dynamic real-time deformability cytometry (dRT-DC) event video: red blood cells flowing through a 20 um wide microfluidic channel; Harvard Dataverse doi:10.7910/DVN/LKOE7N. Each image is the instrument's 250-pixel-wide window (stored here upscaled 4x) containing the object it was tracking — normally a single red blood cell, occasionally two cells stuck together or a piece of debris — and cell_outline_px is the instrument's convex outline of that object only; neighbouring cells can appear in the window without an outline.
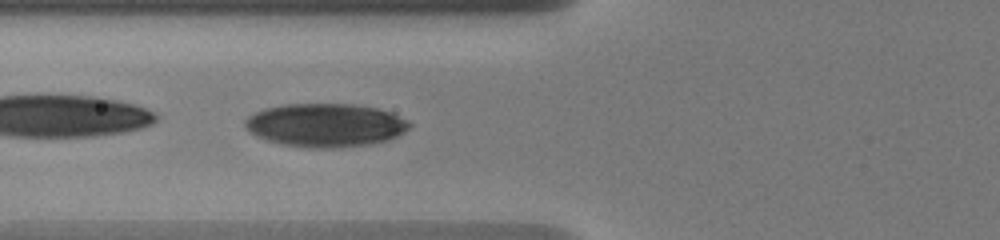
{"species": "human", "species_latin": "Homo sapiens", "temperature_condition": "warm", "stored_images_in_passage": 26, "camera_frame_rate_fps": 3000, "um_per_image_px": 0.085, "donor": {"sex": "male"}, "frame": {"image": 1, "passage_image": 12, "time_ms": 7.667, "image_size_px": [1000, 240], "cell_outline_px": [[412, 124], [404, 132], [388, 140], [372, 144], [340, 148], [308, 148], [280, 144], [256, 136], [244, 128], [244, 120], [248, 116], [264, 108], [284, 104], [352, 104], [376, 108], [392, 112], [408, 120]], "centroid_in_image_um": [27.66, 10.64], "position_along_channel_um": 98.1, "area_um2": 41.96}}
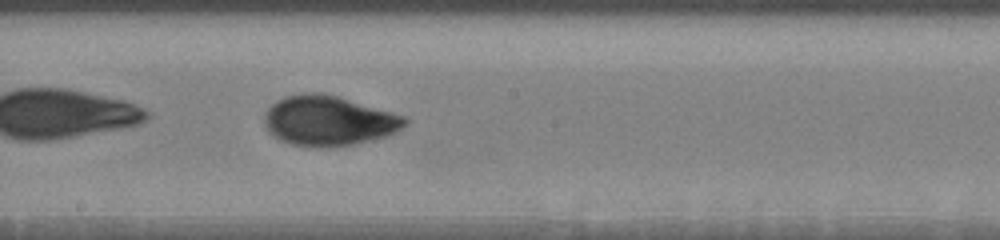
{"frame": {"image": 2, "passage_image": 19, "time_ms": 11.0, "image_size_px": [1000, 240], "cell_outline_px": [[408, 124], [396, 132], [388, 136], [356, 144], [328, 148], [308, 148], [292, 144], [280, 140], [272, 136], [268, 132], [264, 124], [264, 112], [276, 100], [284, 96], [304, 92], [324, 92], [392, 112], [404, 116], [408, 120]], "centroid_in_image_um": [27.91, 10.27], "position_along_channel_um": 220.3, "area_um2": 41.73}}
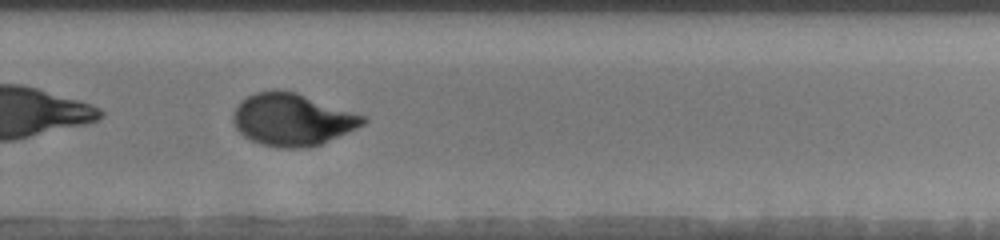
{"frame": {"image": 3, "passage_image": 24, "time_ms": 13.333, "image_size_px": [1000, 240], "cell_outline_px": [[368, 120], [364, 124], [356, 128], [320, 144], [304, 148], [280, 148], [260, 144], [244, 136], [236, 128], [232, 120], [232, 112], [240, 100], [256, 92], [272, 88], [296, 92], [364, 116]], "centroid_in_image_um": [24.78, 10.15], "position_along_channel_um": 305.0, "area_um2": 39.48}}